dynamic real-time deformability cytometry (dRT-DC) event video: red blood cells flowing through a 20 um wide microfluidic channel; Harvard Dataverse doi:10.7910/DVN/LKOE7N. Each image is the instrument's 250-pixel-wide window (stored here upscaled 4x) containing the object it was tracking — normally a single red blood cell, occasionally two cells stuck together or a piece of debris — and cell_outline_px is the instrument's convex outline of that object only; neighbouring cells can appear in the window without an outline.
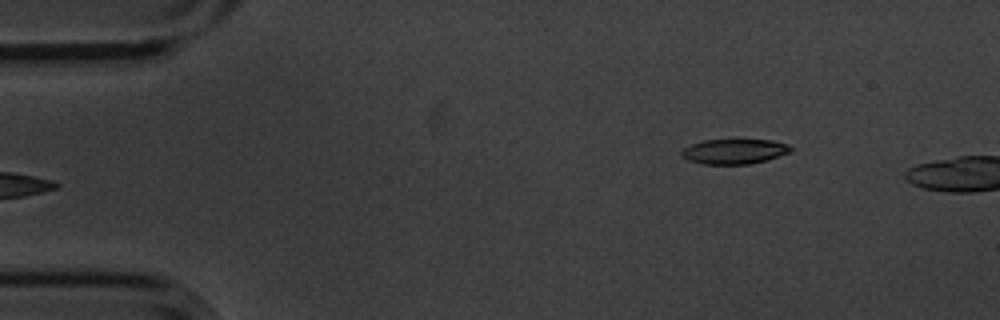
{"species": "common noctule bat (a hibernating species)", "species_latin": "Nyctalus noctula", "temperature_condition": "cold", "stored_images_in_passage": 5, "camera_frame_rate_fps": 3000, "um_per_image_px": 0.085, "animal": {"sex": "male", "body_mass_g": 20.1, "forearm_length_mm": 53.5}, "frame": {"image": 1, "passage_image": 5, "time_ms": 1.333, "image_size_px": [1000, 320], "cell_outline_px": [[792, 152], [768, 160], [748, 164], [704, 164], [688, 160], [680, 156], [680, 152], [684, 148], [692, 144], [704, 140], [736, 136], [772, 140], [788, 144], [792, 148]], "centroid_in_image_um": [62.45, 12.81], "position_along_channel_um": 22.6, "area_um2": 16.94}}